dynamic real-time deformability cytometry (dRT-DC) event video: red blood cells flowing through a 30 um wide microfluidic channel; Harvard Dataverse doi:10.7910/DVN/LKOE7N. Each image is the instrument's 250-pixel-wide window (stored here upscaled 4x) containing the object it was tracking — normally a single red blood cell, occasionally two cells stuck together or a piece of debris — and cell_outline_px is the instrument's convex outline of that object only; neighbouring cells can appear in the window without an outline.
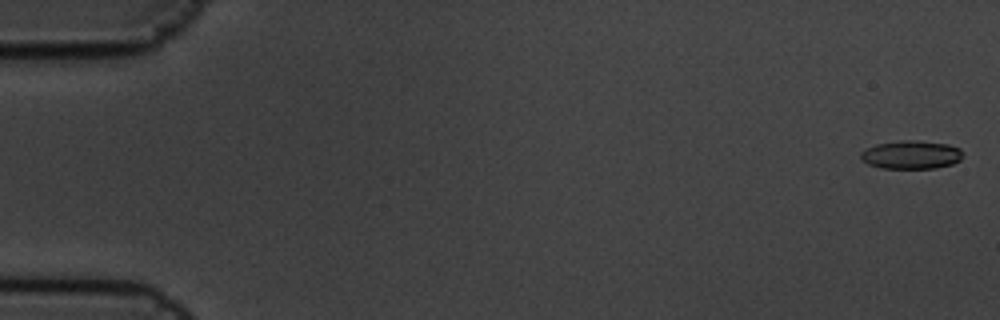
{"species": "common noctule bat (a hibernating species)", "species_latin": "Nyctalus noctula", "temperature_condition": "cold", "stored_images_in_passage": 5, "camera_frame_rate_fps": 3000, "um_per_image_px": 0.085, "animal": {"sex": "male", "body_mass_g": 19.5, "forearm_length_mm": 54.6}, "frame": {"image": 1, "passage_image": 1, "time_ms": 0.0, "image_size_px": [1000, 320], "cell_outline_px": [[964, 156], [960, 160], [952, 164], [936, 168], [880, 168], [868, 164], [860, 160], [860, 152], [876, 144], [900, 140], [916, 140], [948, 144], [960, 148]], "centroid_in_image_um": [77.45, 13.15], "position_along_channel_um": 7.5, "area_um2": 17.05}}
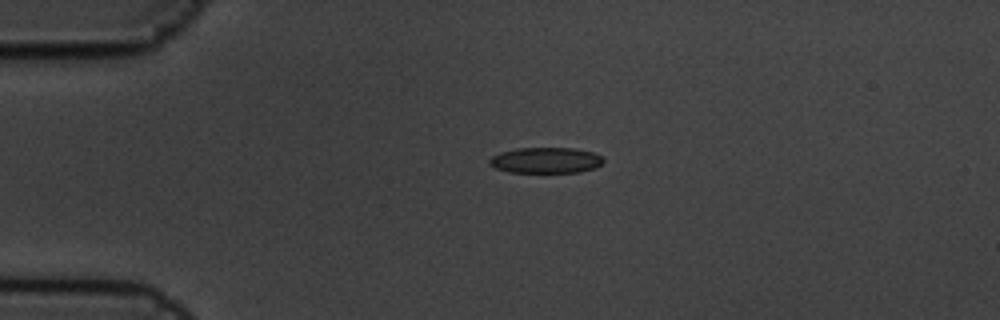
{"frame": {"image": 2, "passage_image": 4, "time_ms": 1.0, "image_size_px": [1000, 320], "cell_outline_px": [[604, 160], [596, 168], [580, 172], [508, 172], [496, 168], [488, 164], [488, 160], [492, 156], [500, 152], [516, 148], [576, 148], [592, 152], [600, 156]], "centroid_in_image_um": [46.37, 13.62], "position_along_channel_um": 38.6, "area_um2": 17.17}}